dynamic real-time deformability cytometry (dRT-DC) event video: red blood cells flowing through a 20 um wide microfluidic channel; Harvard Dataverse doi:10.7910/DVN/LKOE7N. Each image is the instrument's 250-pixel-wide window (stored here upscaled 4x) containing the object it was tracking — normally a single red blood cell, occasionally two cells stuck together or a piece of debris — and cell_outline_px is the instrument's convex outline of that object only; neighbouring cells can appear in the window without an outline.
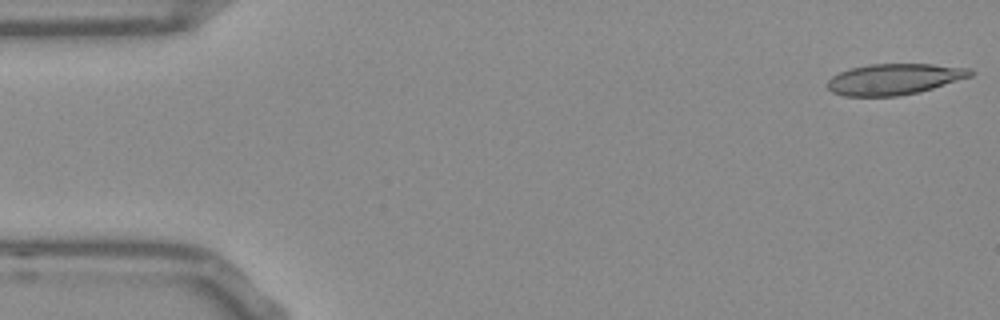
{"species": "Egyptian fruit bat (a non-hibernating species)", "species_latin": "Rousettus aegyptiacus", "temperature_condition": "room temperature", "stored_images_in_passage": 52, "camera_frame_rate_fps": 3000, "um_per_image_px": 0.085, "frame": {"image": 1, "passage_image": 1, "time_ms": 0.0, "image_size_px": [1000, 320], "cell_outline_px": [[976, 72], [972, 76], [932, 88], [916, 92], [896, 96], [844, 96], [832, 92], [828, 88], [828, 80], [832, 76], [848, 68], [868, 64], [932, 64], [972, 68]], "centroid_in_image_um": [76.02, 6.71], "position_along_channel_um": 9.0, "area_um2": 25.84}}
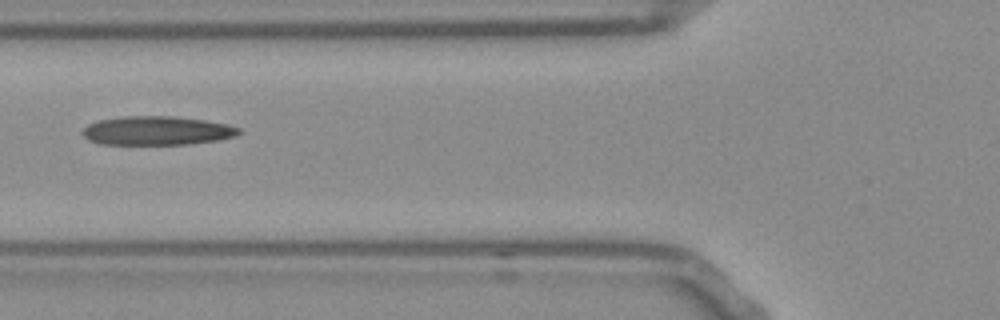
{"frame": {"image": 2, "passage_image": 19, "time_ms": 6.0, "image_size_px": [1000, 320], "cell_outline_px": [[244, 132], [236, 136], [220, 140], [188, 144], [100, 144], [88, 140], [80, 132], [88, 124], [96, 120], [124, 116], [172, 116], [204, 120], [228, 124], [240, 128]], "centroid_in_image_um": [13.35, 11.1], "position_along_channel_um": 112.4, "area_um2": 26.59}}
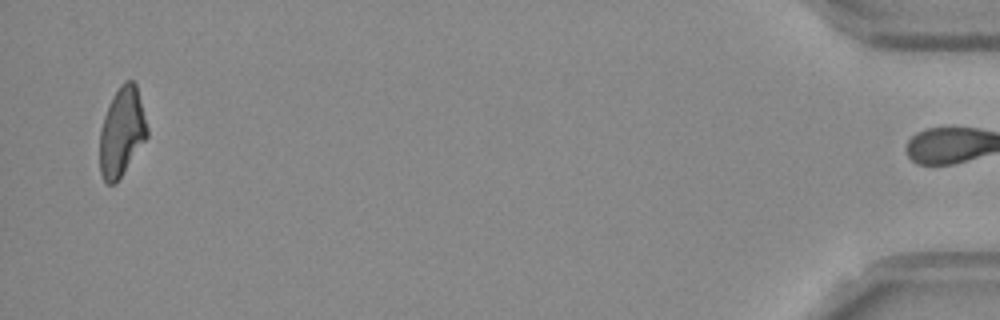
{"frame": {"image": 3, "passage_image": 51, "time_ms": 16.667, "image_size_px": [1000, 320], "cell_outline_px": [[148, 136], [116, 184], [108, 184], [104, 180], [100, 172], [100, 128], [104, 116], [112, 96], [120, 84], [124, 80], [132, 80], [136, 84], [148, 128]], "centroid_in_image_um": [10.35, 11.2], "position_along_channel_um": 424.9, "area_um2": 24.57}, "authors_computed_cell_mechanics": {"area_um2": 26.0678, "velocity_mm_per_s": 3.7867, "shape_relaxation_time_tau1_ms": null, "shape_relaxation_time_tau2_ms": 6.8572, "deformation_change_tau1": null, "deformation_change_tau2": 0.1958}}